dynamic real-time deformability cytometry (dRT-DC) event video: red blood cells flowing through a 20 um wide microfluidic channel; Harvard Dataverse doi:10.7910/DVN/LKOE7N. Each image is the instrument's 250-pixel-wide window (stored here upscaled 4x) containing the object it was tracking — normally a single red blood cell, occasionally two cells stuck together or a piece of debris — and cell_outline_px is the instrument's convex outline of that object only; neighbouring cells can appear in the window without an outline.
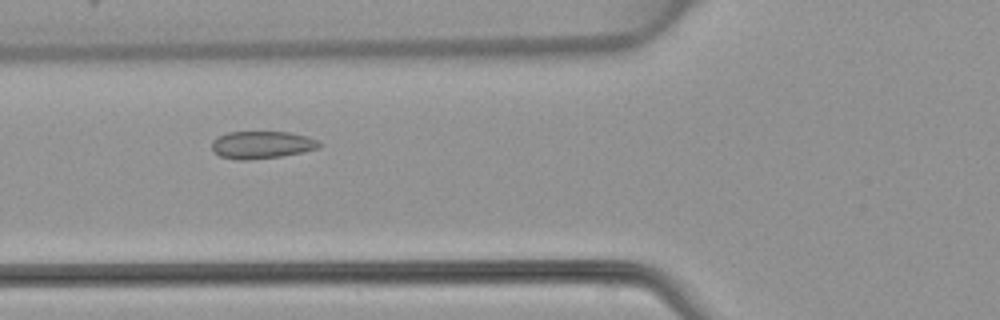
{"species": "common noctule bat (a hibernating species)", "species_latin": "Nyctalus noctula", "temperature_condition": "warm", "stored_images_in_passage": 6, "camera_frame_rate_fps": 3000, "um_per_image_px": 0.085, "animal": {"sex": "female", "body_mass_g": 22.7, "forearm_length_mm": 54.2}, "frame": {"image": 1, "passage_image": 5, "time_ms": 5.667, "image_size_px": [1000, 320], "cell_outline_px": [[324, 144], [320, 148], [304, 152], [280, 156], [248, 160], [236, 160], [220, 156], [212, 152], [212, 140], [216, 136], [228, 132], [288, 132], [308, 136]], "centroid_in_image_um": [22.25, 12.31], "position_along_channel_um": 103.6, "area_um2": 17.46}}
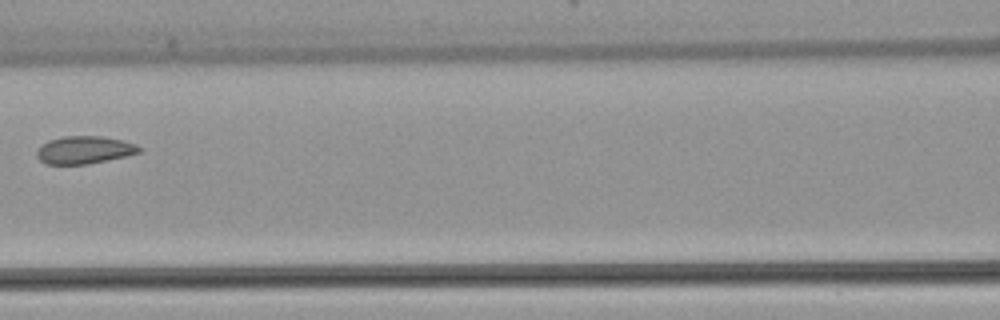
{"frame": {"image": 2, "passage_image": 6, "time_ms": 7.0, "image_size_px": [1000, 320], "cell_outline_px": [[140, 152], [124, 156], [88, 164], [44, 164], [36, 156], [36, 152], [48, 140], [64, 136], [100, 136], [124, 140], [136, 144], [140, 148]], "centroid_in_image_um": [7.16, 12.74], "position_along_channel_um": 159.4, "area_um2": 16.36}}